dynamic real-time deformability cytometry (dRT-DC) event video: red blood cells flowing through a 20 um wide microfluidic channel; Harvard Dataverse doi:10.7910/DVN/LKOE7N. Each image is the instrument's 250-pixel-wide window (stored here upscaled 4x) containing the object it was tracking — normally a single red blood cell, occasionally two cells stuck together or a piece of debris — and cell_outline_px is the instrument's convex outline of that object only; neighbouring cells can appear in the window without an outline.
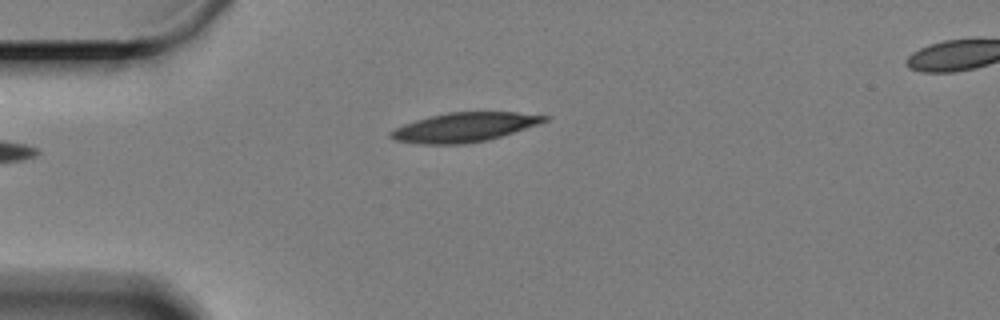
{"species": "Egyptian fruit bat (a non-hibernating species)", "species_latin": "Rousettus aegyptiacus", "temperature_condition": "cold", "stored_images_in_passage": 42, "camera_frame_rate_fps": 3000, "um_per_image_px": 0.085, "animal": {"sex": "female"}, "frame": {"image": 1, "passage_image": 1, "time_ms": 0.0, "image_size_px": [1000, 320], "cell_outline_px": [[552, 116], [548, 120], [488, 140], [464, 144], [420, 144], [396, 140], [388, 136], [388, 132], [404, 124], [416, 120], [448, 112], [516, 112]], "centroid_in_image_um": [39.44, 10.81], "position_along_channel_um": 45.6, "area_um2": 25.89}}
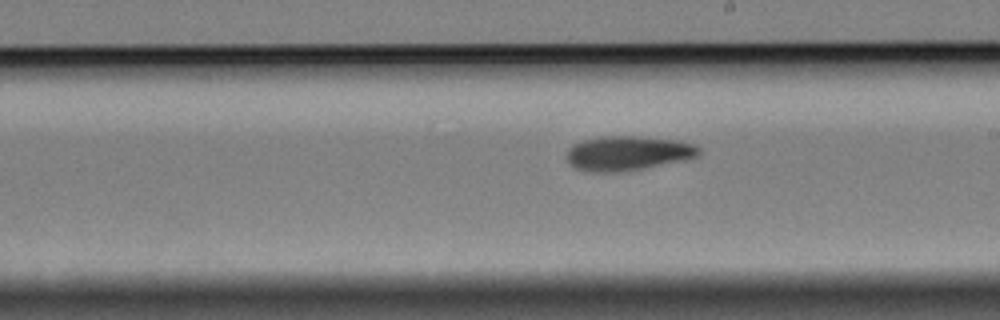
{"frame": {"image": 2, "passage_image": 20, "time_ms": 6.333, "image_size_px": [1000, 320], "cell_outline_px": [[700, 156], [684, 160], [640, 168], [616, 172], [588, 172], [576, 168], [568, 160], [568, 148], [572, 144], [584, 140], [600, 136], [640, 136], [680, 140], [692, 144], [700, 148]], "centroid_in_image_um": [53.38, 13.0], "position_along_channel_um": 235.6, "area_um2": 26.47}}
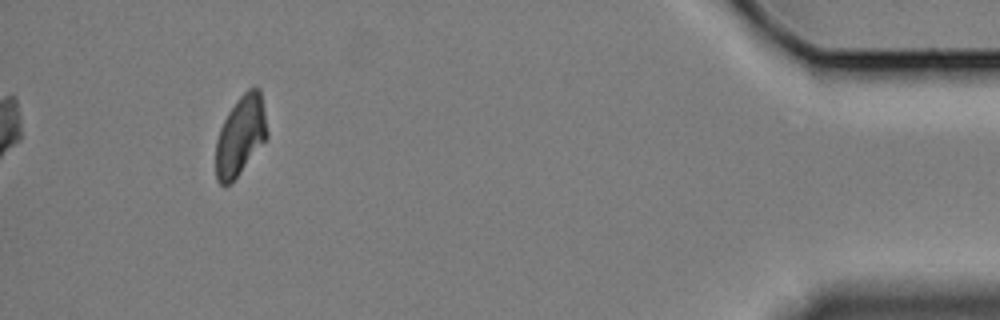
{"frame": {"image": 3, "passage_image": 42, "time_ms": 13.667, "image_size_px": [1000, 320], "cell_outline_px": [[268, 136], [240, 172], [228, 184], [220, 184], [216, 180], [216, 140], [220, 128], [228, 112], [240, 96], [248, 88], [260, 88], [264, 108], [268, 132]], "centroid_in_image_um": [20.44, 11.5], "position_along_channel_um": 414.8, "area_um2": 23.41}, "authors_computed_cell_mechanics": {"area_um2": 25.7788, "velocity_mm_per_s": 3.2836, "shape_relaxation_time_tau1_ms": 9.0719, "shape_relaxation_time_tau2_ms": null, "deformation_change_tau1": 0.1741, "deformation_change_tau2": null}}